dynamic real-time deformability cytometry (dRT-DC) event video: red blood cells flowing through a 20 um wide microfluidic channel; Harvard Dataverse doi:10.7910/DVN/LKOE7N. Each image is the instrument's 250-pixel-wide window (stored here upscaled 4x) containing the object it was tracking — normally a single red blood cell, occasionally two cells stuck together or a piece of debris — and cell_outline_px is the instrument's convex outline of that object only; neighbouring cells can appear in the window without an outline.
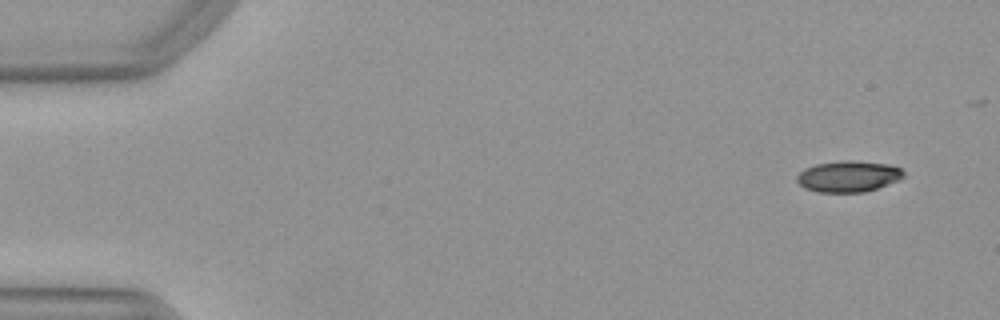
{"species": "Egyptian fruit bat (a non-hibernating species)", "species_latin": "Rousettus aegyptiacus", "temperature_condition": "warm", "stored_images_in_passage": 10, "camera_frame_rate_fps": 3000, "um_per_image_px": 0.085, "animal": {"sex": "female"}, "frame": {"image": 1, "passage_image": 4, "time_ms": 1.0, "image_size_px": [1000, 320], "cell_outline_px": [[904, 176], [900, 180], [864, 192], [816, 192], [804, 188], [796, 180], [796, 176], [804, 168], [816, 164], [840, 160], [852, 160], [888, 164], [900, 168], [904, 172]], "centroid_in_image_um": [72.09, 14.99], "position_along_channel_um": 12.9, "area_um2": 19.48}}